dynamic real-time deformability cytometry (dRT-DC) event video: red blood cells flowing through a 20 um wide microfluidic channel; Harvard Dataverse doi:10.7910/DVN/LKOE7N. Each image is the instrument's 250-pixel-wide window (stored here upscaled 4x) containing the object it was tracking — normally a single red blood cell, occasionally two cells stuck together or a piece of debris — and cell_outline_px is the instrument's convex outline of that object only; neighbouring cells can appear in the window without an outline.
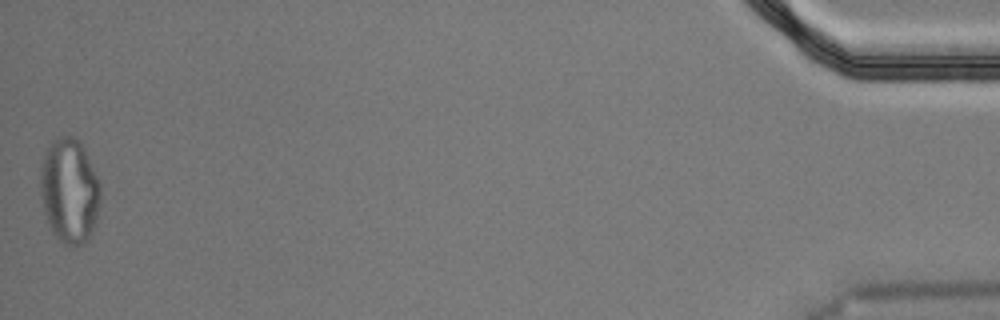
{"species": "Egyptian fruit bat (a non-hibernating species)", "species_latin": "Rousettus aegyptiacus", "temperature_condition": "cold", "stored_images_in_passage": 49, "segment_of_instrument_passage": [2, 2], "camera_frame_rate_fps": 3000, "um_per_image_px": 0.085, "animal": {"sex": "male"}, "frame": {"image": 1, "passage_image": 49, "time_ms": 16.0, "image_size_px": [1000, 320], "cell_outline_px": [[100, 200], [92, 232], [88, 240], [84, 244], [64, 244], [52, 232], [44, 212], [40, 192], [40, 172], [44, 156], [52, 140], [64, 136], [76, 136], [80, 140], [84, 148], [100, 184]], "centroid_in_image_um": [5.9, 16.2], "position_along_channel_um": 429.3, "area_um2": 36.47}}